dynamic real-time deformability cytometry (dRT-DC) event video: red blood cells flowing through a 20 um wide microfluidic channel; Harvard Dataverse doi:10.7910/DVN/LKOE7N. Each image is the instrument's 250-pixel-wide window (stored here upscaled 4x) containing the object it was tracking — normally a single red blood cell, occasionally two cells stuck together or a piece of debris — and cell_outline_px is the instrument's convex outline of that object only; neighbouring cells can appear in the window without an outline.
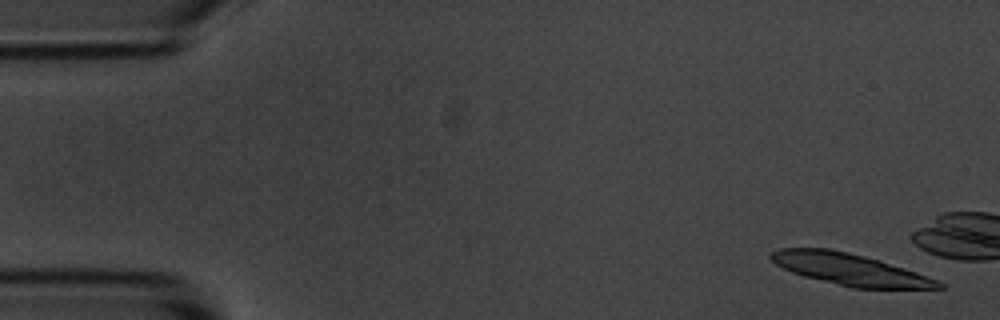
{"species": "common noctule bat (a hibernating species)", "species_latin": "Nyctalus noctula", "temperature_condition": "room temperature", "stored_images_in_passage": 7, "camera_frame_rate_fps": 3000, "um_per_image_px": 0.085, "animal": {"sex": "male", "body_mass_g": 20.1, "forearm_length_mm": 53.5}, "frame": {"image": 1, "passage_image": 1, "time_ms": 0.0, "image_size_px": [1000, 320], "cell_outline_px": [[944, 288], [852, 288], [804, 276], [792, 272], [776, 264], [768, 256], [772, 252], [780, 248], [828, 248], [848, 252], [880, 260], [916, 272], [936, 280], [944, 284]], "centroid_in_image_um": [72.21, 22.89], "position_along_channel_um": 12.8, "area_um2": 30.52}}